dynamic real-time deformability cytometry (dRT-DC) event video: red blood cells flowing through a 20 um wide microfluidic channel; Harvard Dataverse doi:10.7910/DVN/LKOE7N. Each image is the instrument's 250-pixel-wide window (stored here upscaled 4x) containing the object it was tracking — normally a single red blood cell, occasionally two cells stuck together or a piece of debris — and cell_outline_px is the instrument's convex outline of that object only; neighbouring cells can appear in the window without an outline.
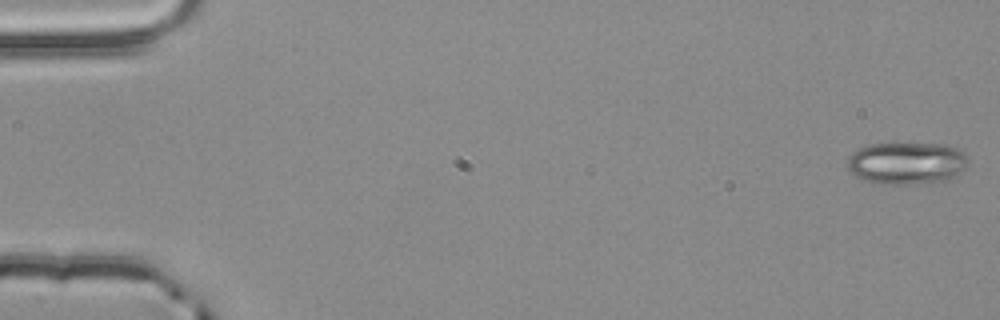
{"species": "common noctule bat (a hibernating species)", "species_latin": "Nyctalus noctula", "temperature_condition": "room temperature", "stored_images_in_passage": 5, "segment_of_instrument_passage": [2, 2], "camera_frame_rate_fps": 3000, "um_per_image_px": 0.085, "animal": {"sex": "male", "body_mass_g": 20.4}, "frame": {"image": 1, "passage_image": 5, "time_ms": 1.333, "image_size_px": [1000, 320], "cell_outline_px": [[968, 164], [952, 180], [928, 184], [880, 184], [856, 176], [848, 168], [848, 156], [852, 152], [868, 144], [948, 144], [964, 152], [968, 160]], "centroid_in_image_um": [77.12, 13.88], "position_along_channel_um": 7.9, "area_um2": 30.0}}